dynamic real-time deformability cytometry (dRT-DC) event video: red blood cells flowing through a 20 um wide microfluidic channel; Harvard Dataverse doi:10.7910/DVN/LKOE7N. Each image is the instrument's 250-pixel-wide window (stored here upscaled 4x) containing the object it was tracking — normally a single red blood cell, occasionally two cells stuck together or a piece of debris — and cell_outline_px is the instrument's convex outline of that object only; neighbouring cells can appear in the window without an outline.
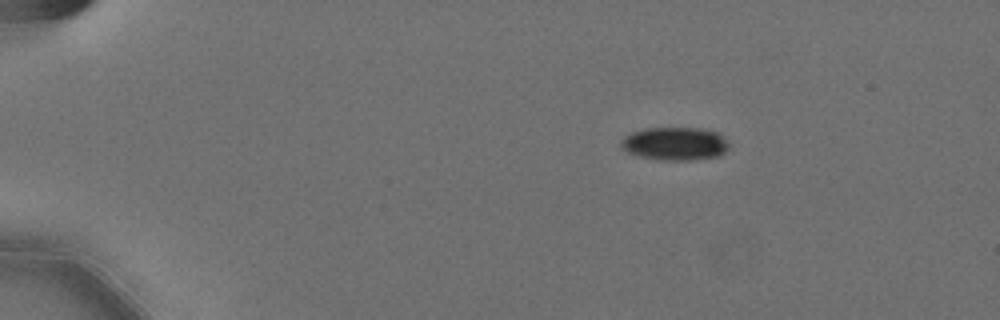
{"species": "Egyptian fruit bat (a non-hibernating species)", "species_latin": "Rousettus aegyptiacus", "temperature_condition": "cold", "stored_images_in_passage": 50, "camera_frame_rate_fps": 3000, "um_per_image_px": 0.085, "animal": {"sex": "female"}, "frame": {"image": 1, "passage_image": 1, "time_ms": 0.0, "image_size_px": [1000, 320], "cell_outline_px": [[728, 148], [720, 156], [692, 160], [656, 160], [640, 156], [628, 152], [620, 148], [620, 140], [624, 136], [632, 132], [644, 128], [700, 128], [720, 132], [728, 140]], "centroid_in_image_um": [57.38, 12.21], "position_along_channel_um": 27.6, "area_um2": 21.21}}